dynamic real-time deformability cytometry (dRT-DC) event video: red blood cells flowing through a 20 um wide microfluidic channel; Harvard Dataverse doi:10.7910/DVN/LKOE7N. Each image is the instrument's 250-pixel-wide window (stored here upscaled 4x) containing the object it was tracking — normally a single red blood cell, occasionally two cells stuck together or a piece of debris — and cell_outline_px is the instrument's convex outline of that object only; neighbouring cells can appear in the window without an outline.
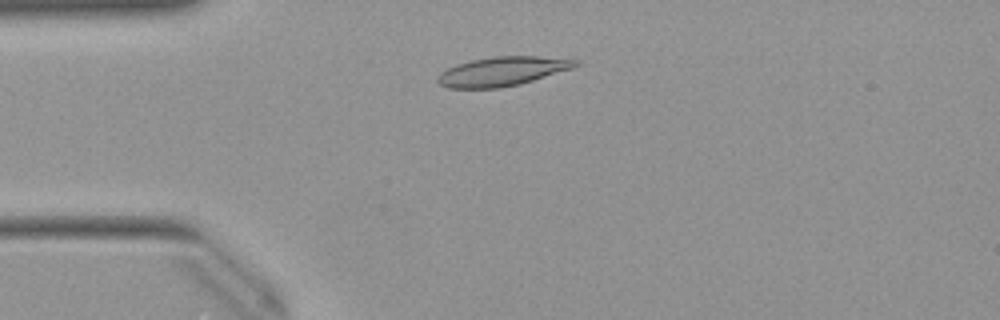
{"species": "Egyptian fruit bat (a non-hibernating species)", "species_latin": "Rousettus aegyptiacus", "temperature_condition": "warm", "stored_images_in_passage": 46, "camera_frame_rate_fps": 3000, "um_per_image_px": 0.085, "animal": {"sex": "female"}, "frame": {"image": 1, "passage_image": 8, "time_ms": 2.333, "image_size_px": [1000, 320], "cell_outline_px": [[580, 64], [572, 68], [520, 84], [500, 88], [448, 88], [440, 84], [436, 80], [436, 76], [440, 72], [456, 64], [472, 60], [492, 56], [572, 56], [580, 60]], "centroid_in_image_um": [42.78, 6.04], "position_along_channel_um": 42.2, "area_um2": 23.93}}
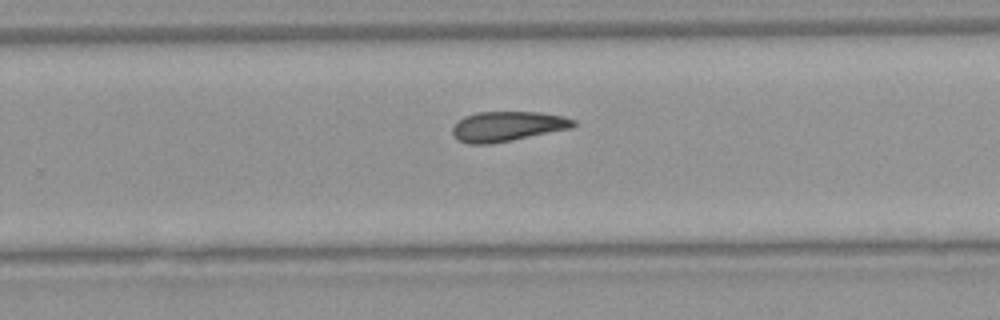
{"frame": {"image": 2, "passage_image": 28, "time_ms": 9.0, "image_size_px": [1000, 320], "cell_outline_px": [[576, 124], [572, 128], [492, 144], [468, 144], [456, 140], [452, 132], [452, 128], [456, 120], [464, 116], [476, 112], [540, 112], [564, 116], [576, 120]], "centroid_in_image_um": [43.1, 10.74], "position_along_channel_um": 286.7, "area_um2": 21.39}}
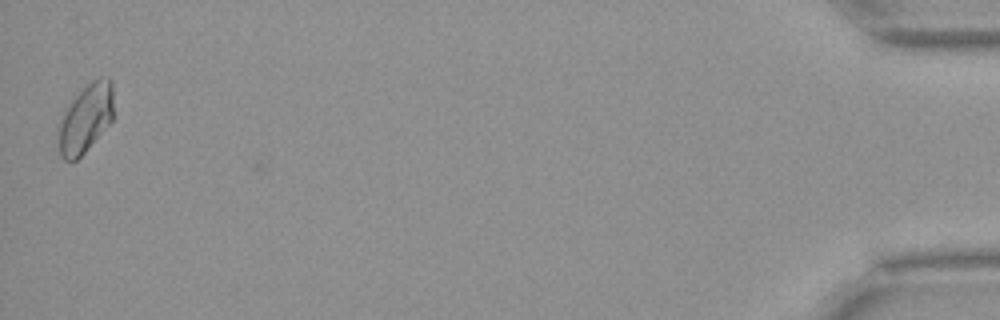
{"frame": {"image": 3, "passage_image": 46, "time_ms": 15.0, "image_size_px": [1000, 320], "cell_outline_px": [[112, 120], [84, 152], [76, 160], [64, 160], [60, 156], [56, 144], [56, 124], [72, 100], [92, 80], [100, 76], [108, 76], [112, 80]], "centroid_in_image_um": [7.21, 10.08], "position_along_channel_um": 428.0, "area_um2": 22.2}, "authors_computed_cell_mechanics": {"area_um2": 21.3571, "velocity_mm_per_s": 3.9825, "shape_relaxation_time_tau1_ms": 6.1656, "shape_relaxation_time_tau2_ms": 11.1176, "deformation_change_tau1": 0.1584, "deformation_change_tau2": 0.2003}}